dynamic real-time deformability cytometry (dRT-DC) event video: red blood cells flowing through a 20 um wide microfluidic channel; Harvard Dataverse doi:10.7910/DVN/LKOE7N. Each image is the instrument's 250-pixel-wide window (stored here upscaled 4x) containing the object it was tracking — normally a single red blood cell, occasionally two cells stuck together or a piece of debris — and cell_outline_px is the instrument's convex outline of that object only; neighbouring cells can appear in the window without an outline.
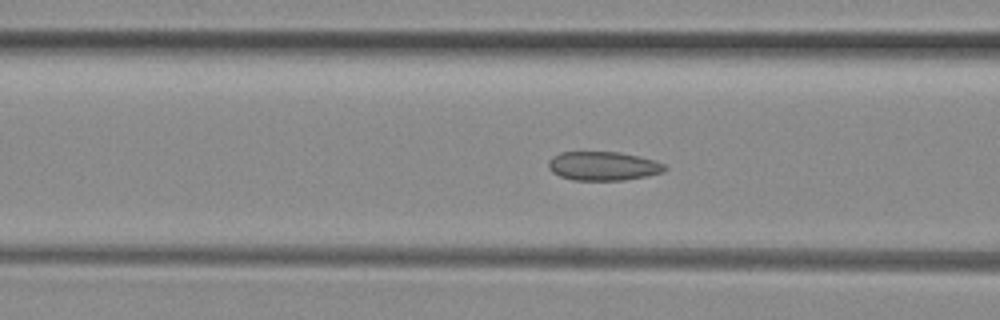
{"species": "common noctule bat (a hibernating species)", "species_latin": "Nyctalus noctula", "temperature_condition": "room temperature", "stored_images_in_passage": 46, "camera_frame_rate_fps": 3000, "um_per_image_px": 0.085, "animal": {"sex": "female", "body_mass_g": 29.2, "forearm_length_mm": 56.3}, "frame": {"image": 1, "passage_image": 20, "time_ms": 6.333, "image_size_px": [1000, 320], "cell_outline_px": [[668, 168], [664, 172], [624, 180], [572, 180], [560, 176], [552, 172], [548, 168], [548, 160], [552, 156], [560, 152], [620, 152], [640, 156], [656, 160], [664, 164]], "centroid_in_image_um": [51.26, 14.1], "position_along_channel_um": 115.3, "area_um2": 19.77}}
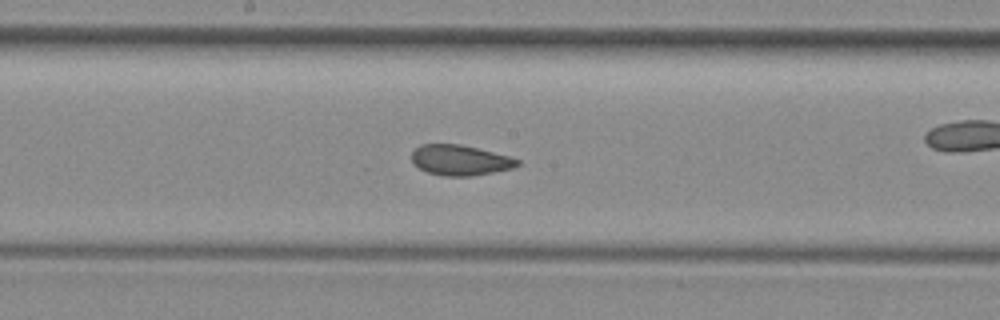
{"frame": {"image": 2, "passage_image": 27, "time_ms": 8.667, "image_size_px": [1000, 320], "cell_outline_px": [[520, 164], [512, 168], [472, 176], [444, 176], [428, 172], [412, 164], [412, 152], [420, 144], [460, 144], [508, 156], [520, 160]], "centroid_in_image_um": [39.08, 13.61], "position_along_channel_um": 209.1, "area_um2": 18.55}}
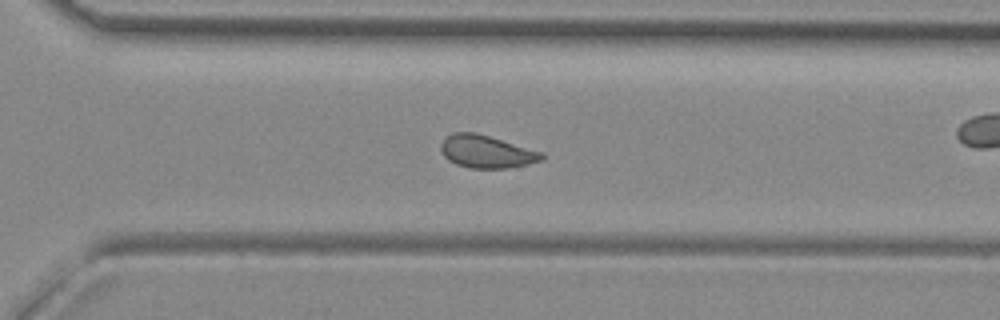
{"frame": {"image": 3, "passage_image": 36, "time_ms": 11.667, "image_size_px": [1000, 320], "cell_outline_px": [[544, 160], [528, 164], [508, 168], [468, 168], [456, 164], [448, 160], [444, 156], [440, 148], [440, 144], [444, 136], [452, 132], [476, 132], [544, 152]], "centroid_in_image_um": [41.34, 12.88], "position_along_channel_um": 329.3, "area_um2": 19.54}, "authors_computed_cell_mechanics": {"area_um2": 19.5653, "velocity_mm_per_s": 4.0207, "shape_relaxation_time_tau1_ms": null, "shape_relaxation_time_tau2_ms": 1.2945, "deformation_change_tau1": null, "deformation_change_tau2": 0.0756}}